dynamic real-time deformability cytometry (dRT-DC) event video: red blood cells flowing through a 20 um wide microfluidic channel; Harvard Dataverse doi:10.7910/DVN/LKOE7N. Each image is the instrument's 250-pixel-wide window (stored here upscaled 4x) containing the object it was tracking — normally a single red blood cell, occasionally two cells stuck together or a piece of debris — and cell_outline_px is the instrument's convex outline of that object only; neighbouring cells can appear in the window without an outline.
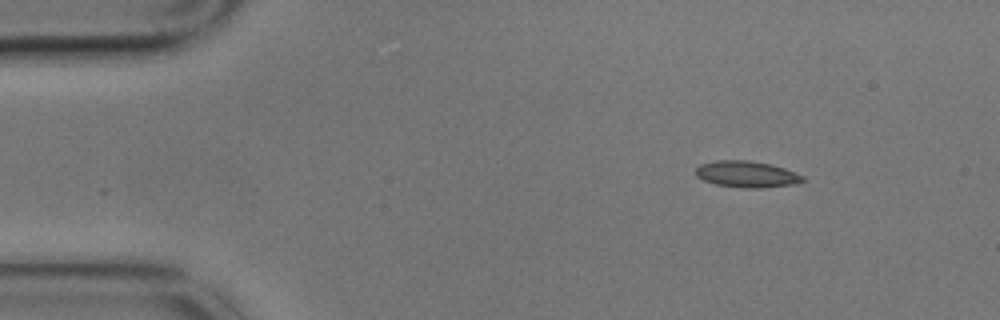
{"species": "common noctule bat (a hibernating species)", "species_latin": "Nyctalus noctula", "temperature_condition": "cold", "stored_images_in_passage": 10, "camera_frame_rate_fps": 3000, "um_per_image_px": 0.085, "animal": {"sex": "male", "body_mass_g": 17.9}, "frame": {"image": 1, "passage_image": 1, "time_ms": 0.0, "image_size_px": [1000, 320], "cell_outline_px": [[804, 180], [796, 184], [760, 188], [744, 188], [716, 184], [704, 180], [696, 176], [696, 168], [700, 164], [716, 160], [748, 160], [772, 164], [784, 168], [804, 176]], "centroid_in_image_um": [63.47, 14.8], "position_along_channel_um": 21.5, "area_um2": 16.47}}
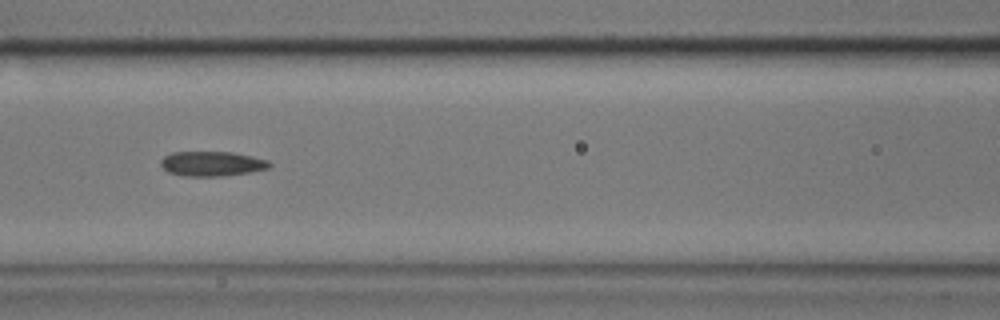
{"frame": {"image": 2, "passage_image": 6, "time_ms": 1.667, "image_size_px": [1000, 320], "cell_outline_px": [[272, 164], [268, 168], [248, 172], [224, 176], [184, 176], [168, 172], [160, 164], [160, 160], [164, 156], [172, 152], [232, 152], [252, 156], [268, 160]], "centroid_in_image_um": [17.99, 13.91], "position_along_channel_um": 148.6, "area_um2": 15.66}}
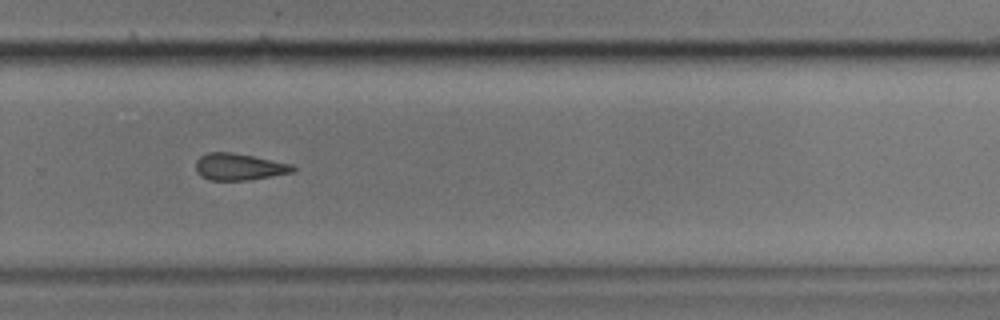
{"frame": {"image": 3, "passage_image": 10, "time_ms": 3.0, "image_size_px": [1000, 320], "cell_outline_px": [[296, 168], [292, 172], [248, 180], [208, 180], [200, 176], [196, 172], [196, 160], [200, 156], [208, 152], [232, 152], [292, 164]], "centroid_in_image_um": [20.27, 14.18], "position_along_channel_um": 309.5, "area_um2": 15.09}}